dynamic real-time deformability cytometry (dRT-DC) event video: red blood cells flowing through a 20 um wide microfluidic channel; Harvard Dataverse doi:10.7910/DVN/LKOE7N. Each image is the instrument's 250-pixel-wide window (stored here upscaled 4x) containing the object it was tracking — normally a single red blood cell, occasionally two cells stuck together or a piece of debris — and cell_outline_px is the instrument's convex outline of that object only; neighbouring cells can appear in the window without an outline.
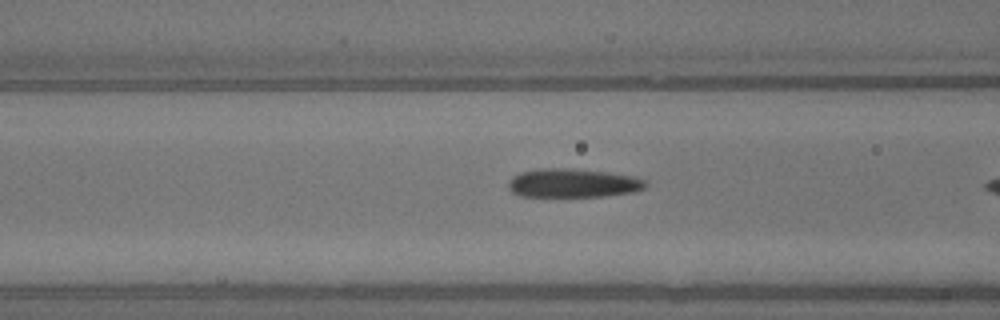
{"species": "common noctule bat (a hibernating species)", "species_latin": "Nyctalus noctula", "temperature_condition": "warm", "stored_images_in_passage": 21, "camera_frame_rate_fps": 3000, "um_per_image_px": 0.085, "animal": {"sex": "male", "body_mass_g": 13.3}, "frame": {"image": 1, "passage_image": 4, "time_ms": 1.0, "image_size_px": [1000, 320], "cell_outline_px": [[648, 184], [644, 188], [632, 192], [604, 196], [520, 196], [512, 192], [508, 188], [508, 180], [512, 176], [520, 172], [536, 168], [572, 168], [608, 172], [636, 176], [648, 180]], "centroid_in_image_um": [48.7, 15.54], "position_along_channel_um": 117.9, "area_um2": 23.35}}